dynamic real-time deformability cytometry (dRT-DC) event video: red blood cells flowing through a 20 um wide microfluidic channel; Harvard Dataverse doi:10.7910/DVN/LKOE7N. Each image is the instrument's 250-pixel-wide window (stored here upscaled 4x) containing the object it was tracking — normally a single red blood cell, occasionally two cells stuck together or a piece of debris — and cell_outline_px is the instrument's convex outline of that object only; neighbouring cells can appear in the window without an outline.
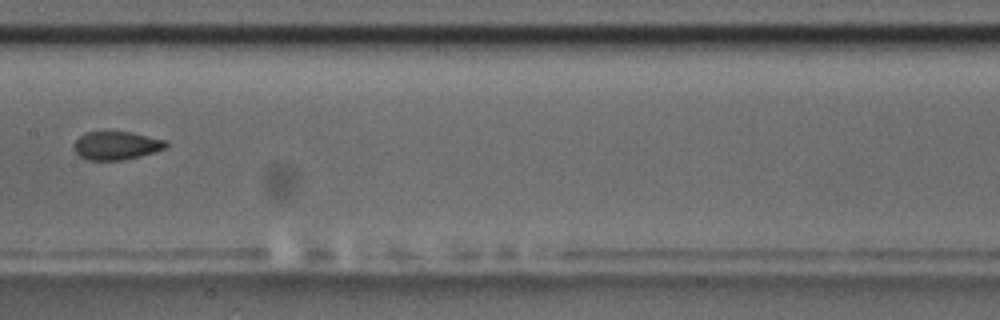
{"species": "common noctule bat (a hibernating species)", "species_latin": "Nyctalus noctula", "temperature_condition": "room temperature", "stored_images_in_passage": 11, "segment_of_instrument_passage": [2, 2], "camera_frame_rate_fps": 3000, "um_per_image_px": 0.085, "animal": {"sex": "male", "body_mass_g": 17.5, "forearm_length_mm": 52.3}, "frame": {"image": 1, "passage_image": 8, "time_ms": 8.0, "image_size_px": [1000, 320], "cell_outline_px": [[168, 144], [164, 148], [156, 152], [124, 160], [88, 160], [80, 156], [72, 148], [72, 144], [84, 132], [132, 132], [168, 140]], "centroid_in_image_um": [9.9, 12.37], "position_along_channel_um": 197.5, "area_um2": 15.37}}
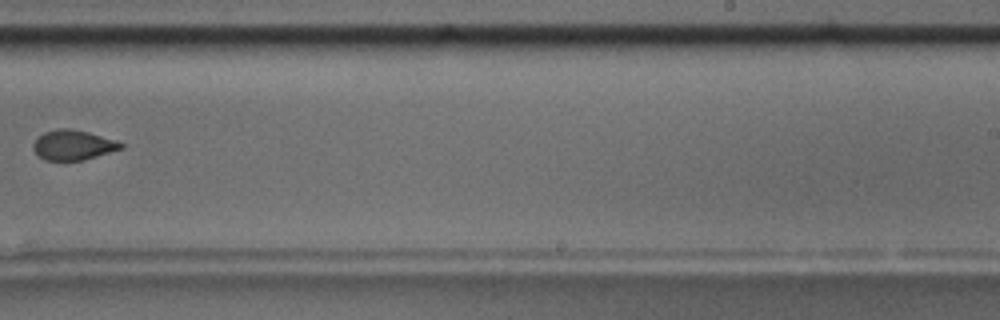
{"frame": {"image": 2, "passage_image": 10, "time_ms": 10.333, "image_size_px": [1000, 320], "cell_outline_px": [[124, 148], [84, 160], [44, 160], [32, 148], [32, 144], [44, 132], [56, 128], [72, 128], [88, 132], [124, 144]], "centroid_in_image_um": [6.2, 12.32], "position_along_channel_um": 282.8, "area_um2": 15.14}}